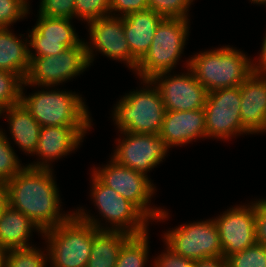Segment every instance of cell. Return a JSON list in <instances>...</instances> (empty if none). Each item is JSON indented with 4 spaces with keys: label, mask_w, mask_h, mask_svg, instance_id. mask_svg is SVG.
<instances>
[{
    "label": "cell",
    "mask_w": 266,
    "mask_h": 267,
    "mask_svg": "<svg viewBox=\"0 0 266 267\" xmlns=\"http://www.w3.org/2000/svg\"><path fill=\"white\" fill-rule=\"evenodd\" d=\"M9 206L21 211L42 231L65 222L72 214L60 213V198L52 169L25 166L5 183Z\"/></svg>",
    "instance_id": "1"
},
{
    "label": "cell",
    "mask_w": 266,
    "mask_h": 267,
    "mask_svg": "<svg viewBox=\"0 0 266 267\" xmlns=\"http://www.w3.org/2000/svg\"><path fill=\"white\" fill-rule=\"evenodd\" d=\"M97 229L104 230L97 218L80 208L65 222L44 230L48 262L52 267H86Z\"/></svg>",
    "instance_id": "2"
},
{
    "label": "cell",
    "mask_w": 266,
    "mask_h": 267,
    "mask_svg": "<svg viewBox=\"0 0 266 267\" xmlns=\"http://www.w3.org/2000/svg\"><path fill=\"white\" fill-rule=\"evenodd\" d=\"M186 68L211 92L240 86L253 73V61L241 51L225 46L197 53L187 61Z\"/></svg>",
    "instance_id": "3"
},
{
    "label": "cell",
    "mask_w": 266,
    "mask_h": 267,
    "mask_svg": "<svg viewBox=\"0 0 266 267\" xmlns=\"http://www.w3.org/2000/svg\"><path fill=\"white\" fill-rule=\"evenodd\" d=\"M146 88L132 91L114 106L113 120L119 131L159 134L166 112L158 89L150 80H143ZM153 88H151V87Z\"/></svg>",
    "instance_id": "4"
},
{
    "label": "cell",
    "mask_w": 266,
    "mask_h": 267,
    "mask_svg": "<svg viewBox=\"0 0 266 267\" xmlns=\"http://www.w3.org/2000/svg\"><path fill=\"white\" fill-rule=\"evenodd\" d=\"M21 90V103L35 120L43 126H91V118L80 97L76 93L42 90L25 96Z\"/></svg>",
    "instance_id": "5"
},
{
    "label": "cell",
    "mask_w": 266,
    "mask_h": 267,
    "mask_svg": "<svg viewBox=\"0 0 266 267\" xmlns=\"http://www.w3.org/2000/svg\"><path fill=\"white\" fill-rule=\"evenodd\" d=\"M189 19L164 18L158 25L148 52L138 62L136 74L150 80L163 72H171L179 61L188 37Z\"/></svg>",
    "instance_id": "6"
},
{
    "label": "cell",
    "mask_w": 266,
    "mask_h": 267,
    "mask_svg": "<svg viewBox=\"0 0 266 267\" xmlns=\"http://www.w3.org/2000/svg\"><path fill=\"white\" fill-rule=\"evenodd\" d=\"M97 169L93 170V174L104 185L134 204L148 219L160 221L168 218L167 211L149 206L155 186L147 175L125 167L112 158L109 164Z\"/></svg>",
    "instance_id": "7"
},
{
    "label": "cell",
    "mask_w": 266,
    "mask_h": 267,
    "mask_svg": "<svg viewBox=\"0 0 266 267\" xmlns=\"http://www.w3.org/2000/svg\"><path fill=\"white\" fill-rule=\"evenodd\" d=\"M30 67L23 82L24 86L55 87L85 71L90 64L86 55V45L66 48L52 56H30Z\"/></svg>",
    "instance_id": "8"
},
{
    "label": "cell",
    "mask_w": 266,
    "mask_h": 267,
    "mask_svg": "<svg viewBox=\"0 0 266 267\" xmlns=\"http://www.w3.org/2000/svg\"><path fill=\"white\" fill-rule=\"evenodd\" d=\"M91 188L94 205L112 225L110 228L104 227V230L124 231L131 235L147 232L149 219L134 204L104 185L93 173Z\"/></svg>",
    "instance_id": "9"
},
{
    "label": "cell",
    "mask_w": 266,
    "mask_h": 267,
    "mask_svg": "<svg viewBox=\"0 0 266 267\" xmlns=\"http://www.w3.org/2000/svg\"><path fill=\"white\" fill-rule=\"evenodd\" d=\"M240 104V86L208 92L203 108L207 137L224 140L236 134H249L241 122Z\"/></svg>",
    "instance_id": "10"
},
{
    "label": "cell",
    "mask_w": 266,
    "mask_h": 267,
    "mask_svg": "<svg viewBox=\"0 0 266 267\" xmlns=\"http://www.w3.org/2000/svg\"><path fill=\"white\" fill-rule=\"evenodd\" d=\"M166 245L175 253L193 260L223 256L214 219L183 224L164 234Z\"/></svg>",
    "instance_id": "11"
},
{
    "label": "cell",
    "mask_w": 266,
    "mask_h": 267,
    "mask_svg": "<svg viewBox=\"0 0 266 267\" xmlns=\"http://www.w3.org/2000/svg\"><path fill=\"white\" fill-rule=\"evenodd\" d=\"M120 132L125 136L118 139L112 159L125 167L146 175L168 152L169 147L159 134Z\"/></svg>",
    "instance_id": "12"
},
{
    "label": "cell",
    "mask_w": 266,
    "mask_h": 267,
    "mask_svg": "<svg viewBox=\"0 0 266 267\" xmlns=\"http://www.w3.org/2000/svg\"><path fill=\"white\" fill-rule=\"evenodd\" d=\"M90 43L86 45L88 62L94 61L93 50L101 52L113 60L125 61L124 63L136 70L138 61L132 56L123 29V17L107 16L88 22ZM92 45V46H91Z\"/></svg>",
    "instance_id": "13"
},
{
    "label": "cell",
    "mask_w": 266,
    "mask_h": 267,
    "mask_svg": "<svg viewBox=\"0 0 266 267\" xmlns=\"http://www.w3.org/2000/svg\"><path fill=\"white\" fill-rule=\"evenodd\" d=\"M170 72L156 74L150 79L163 100L166 111H192L203 109L207 97L205 87L188 68L187 73L170 75ZM170 75V76H168Z\"/></svg>",
    "instance_id": "14"
},
{
    "label": "cell",
    "mask_w": 266,
    "mask_h": 267,
    "mask_svg": "<svg viewBox=\"0 0 266 267\" xmlns=\"http://www.w3.org/2000/svg\"><path fill=\"white\" fill-rule=\"evenodd\" d=\"M221 215L214 221L224 258L256 244L254 202L251 205L232 207Z\"/></svg>",
    "instance_id": "15"
},
{
    "label": "cell",
    "mask_w": 266,
    "mask_h": 267,
    "mask_svg": "<svg viewBox=\"0 0 266 267\" xmlns=\"http://www.w3.org/2000/svg\"><path fill=\"white\" fill-rule=\"evenodd\" d=\"M37 23L28 34L30 56H52L82 42L75 33L70 19L39 15Z\"/></svg>",
    "instance_id": "16"
},
{
    "label": "cell",
    "mask_w": 266,
    "mask_h": 267,
    "mask_svg": "<svg viewBox=\"0 0 266 267\" xmlns=\"http://www.w3.org/2000/svg\"><path fill=\"white\" fill-rule=\"evenodd\" d=\"M91 126H43L40 129L38 146L34 154L42 159L27 165L31 168L50 169L52 160L60 159L78 148ZM76 148V149H75Z\"/></svg>",
    "instance_id": "17"
},
{
    "label": "cell",
    "mask_w": 266,
    "mask_h": 267,
    "mask_svg": "<svg viewBox=\"0 0 266 267\" xmlns=\"http://www.w3.org/2000/svg\"><path fill=\"white\" fill-rule=\"evenodd\" d=\"M240 118L250 133L266 132V74L253 72L241 85Z\"/></svg>",
    "instance_id": "18"
},
{
    "label": "cell",
    "mask_w": 266,
    "mask_h": 267,
    "mask_svg": "<svg viewBox=\"0 0 266 267\" xmlns=\"http://www.w3.org/2000/svg\"><path fill=\"white\" fill-rule=\"evenodd\" d=\"M159 136L169 148L182 146L197 138H207L204 109L166 111Z\"/></svg>",
    "instance_id": "19"
},
{
    "label": "cell",
    "mask_w": 266,
    "mask_h": 267,
    "mask_svg": "<svg viewBox=\"0 0 266 267\" xmlns=\"http://www.w3.org/2000/svg\"><path fill=\"white\" fill-rule=\"evenodd\" d=\"M164 19L151 9L123 17V29L132 56L139 62L148 52L156 29Z\"/></svg>",
    "instance_id": "20"
},
{
    "label": "cell",
    "mask_w": 266,
    "mask_h": 267,
    "mask_svg": "<svg viewBox=\"0 0 266 267\" xmlns=\"http://www.w3.org/2000/svg\"><path fill=\"white\" fill-rule=\"evenodd\" d=\"M43 231L21 211L8 206L0 216V245L6 250L28 248L32 230Z\"/></svg>",
    "instance_id": "21"
},
{
    "label": "cell",
    "mask_w": 266,
    "mask_h": 267,
    "mask_svg": "<svg viewBox=\"0 0 266 267\" xmlns=\"http://www.w3.org/2000/svg\"><path fill=\"white\" fill-rule=\"evenodd\" d=\"M5 112L14 142L25 153L34 154L38 146L41 125L21 102L8 107L1 112V115Z\"/></svg>",
    "instance_id": "22"
},
{
    "label": "cell",
    "mask_w": 266,
    "mask_h": 267,
    "mask_svg": "<svg viewBox=\"0 0 266 267\" xmlns=\"http://www.w3.org/2000/svg\"><path fill=\"white\" fill-rule=\"evenodd\" d=\"M27 40L22 41L9 28H0V70L17 74L25 80L31 60Z\"/></svg>",
    "instance_id": "23"
},
{
    "label": "cell",
    "mask_w": 266,
    "mask_h": 267,
    "mask_svg": "<svg viewBox=\"0 0 266 267\" xmlns=\"http://www.w3.org/2000/svg\"><path fill=\"white\" fill-rule=\"evenodd\" d=\"M131 236L124 231L97 229L86 267H115L121 247Z\"/></svg>",
    "instance_id": "24"
},
{
    "label": "cell",
    "mask_w": 266,
    "mask_h": 267,
    "mask_svg": "<svg viewBox=\"0 0 266 267\" xmlns=\"http://www.w3.org/2000/svg\"><path fill=\"white\" fill-rule=\"evenodd\" d=\"M148 232L132 235L121 247L115 267H145L148 261Z\"/></svg>",
    "instance_id": "25"
},
{
    "label": "cell",
    "mask_w": 266,
    "mask_h": 267,
    "mask_svg": "<svg viewBox=\"0 0 266 267\" xmlns=\"http://www.w3.org/2000/svg\"><path fill=\"white\" fill-rule=\"evenodd\" d=\"M43 251L35 247L7 250L5 267H46L49 261L48 251Z\"/></svg>",
    "instance_id": "26"
},
{
    "label": "cell",
    "mask_w": 266,
    "mask_h": 267,
    "mask_svg": "<svg viewBox=\"0 0 266 267\" xmlns=\"http://www.w3.org/2000/svg\"><path fill=\"white\" fill-rule=\"evenodd\" d=\"M23 82L19 75L0 70V112L21 102Z\"/></svg>",
    "instance_id": "27"
},
{
    "label": "cell",
    "mask_w": 266,
    "mask_h": 267,
    "mask_svg": "<svg viewBox=\"0 0 266 267\" xmlns=\"http://www.w3.org/2000/svg\"><path fill=\"white\" fill-rule=\"evenodd\" d=\"M24 167L21 166L9 139L0 129V183L8 182Z\"/></svg>",
    "instance_id": "28"
},
{
    "label": "cell",
    "mask_w": 266,
    "mask_h": 267,
    "mask_svg": "<svg viewBox=\"0 0 266 267\" xmlns=\"http://www.w3.org/2000/svg\"><path fill=\"white\" fill-rule=\"evenodd\" d=\"M227 267H266V246L256 243L230 255Z\"/></svg>",
    "instance_id": "29"
},
{
    "label": "cell",
    "mask_w": 266,
    "mask_h": 267,
    "mask_svg": "<svg viewBox=\"0 0 266 267\" xmlns=\"http://www.w3.org/2000/svg\"><path fill=\"white\" fill-rule=\"evenodd\" d=\"M111 16L110 0H75V17L89 21Z\"/></svg>",
    "instance_id": "30"
},
{
    "label": "cell",
    "mask_w": 266,
    "mask_h": 267,
    "mask_svg": "<svg viewBox=\"0 0 266 267\" xmlns=\"http://www.w3.org/2000/svg\"><path fill=\"white\" fill-rule=\"evenodd\" d=\"M193 0H148V9L164 18L188 19V10Z\"/></svg>",
    "instance_id": "31"
},
{
    "label": "cell",
    "mask_w": 266,
    "mask_h": 267,
    "mask_svg": "<svg viewBox=\"0 0 266 267\" xmlns=\"http://www.w3.org/2000/svg\"><path fill=\"white\" fill-rule=\"evenodd\" d=\"M27 0H0V28H9L29 12Z\"/></svg>",
    "instance_id": "32"
},
{
    "label": "cell",
    "mask_w": 266,
    "mask_h": 267,
    "mask_svg": "<svg viewBox=\"0 0 266 267\" xmlns=\"http://www.w3.org/2000/svg\"><path fill=\"white\" fill-rule=\"evenodd\" d=\"M39 15L72 20L75 17V0H41Z\"/></svg>",
    "instance_id": "33"
},
{
    "label": "cell",
    "mask_w": 266,
    "mask_h": 267,
    "mask_svg": "<svg viewBox=\"0 0 266 267\" xmlns=\"http://www.w3.org/2000/svg\"><path fill=\"white\" fill-rule=\"evenodd\" d=\"M166 252L154 260V267H194L195 260L183 257L166 246Z\"/></svg>",
    "instance_id": "34"
},
{
    "label": "cell",
    "mask_w": 266,
    "mask_h": 267,
    "mask_svg": "<svg viewBox=\"0 0 266 267\" xmlns=\"http://www.w3.org/2000/svg\"><path fill=\"white\" fill-rule=\"evenodd\" d=\"M148 9V0H110L111 16L116 17V12H120L117 17H124L130 13ZM115 11V12H114ZM112 12H114L112 14Z\"/></svg>",
    "instance_id": "35"
},
{
    "label": "cell",
    "mask_w": 266,
    "mask_h": 267,
    "mask_svg": "<svg viewBox=\"0 0 266 267\" xmlns=\"http://www.w3.org/2000/svg\"><path fill=\"white\" fill-rule=\"evenodd\" d=\"M254 202L256 243L266 246V199Z\"/></svg>",
    "instance_id": "36"
},
{
    "label": "cell",
    "mask_w": 266,
    "mask_h": 267,
    "mask_svg": "<svg viewBox=\"0 0 266 267\" xmlns=\"http://www.w3.org/2000/svg\"><path fill=\"white\" fill-rule=\"evenodd\" d=\"M194 267H227V258L223 256L195 260Z\"/></svg>",
    "instance_id": "37"
},
{
    "label": "cell",
    "mask_w": 266,
    "mask_h": 267,
    "mask_svg": "<svg viewBox=\"0 0 266 267\" xmlns=\"http://www.w3.org/2000/svg\"><path fill=\"white\" fill-rule=\"evenodd\" d=\"M258 63H253V72L258 74H266V35L263 39L261 53Z\"/></svg>",
    "instance_id": "38"
},
{
    "label": "cell",
    "mask_w": 266,
    "mask_h": 267,
    "mask_svg": "<svg viewBox=\"0 0 266 267\" xmlns=\"http://www.w3.org/2000/svg\"><path fill=\"white\" fill-rule=\"evenodd\" d=\"M9 206L8 189L5 183H0V216L2 212Z\"/></svg>",
    "instance_id": "39"
},
{
    "label": "cell",
    "mask_w": 266,
    "mask_h": 267,
    "mask_svg": "<svg viewBox=\"0 0 266 267\" xmlns=\"http://www.w3.org/2000/svg\"><path fill=\"white\" fill-rule=\"evenodd\" d=\"M7 250L0 245V267H5V259H6Z\"/></svg>",
    "instance_id": "40"
},
{
    "label": "cell",
    "mask_w": 266,
    "mask_h": 267,
    "mask_svg": "<svg viewBox=\"0 0 266 267\" xmlns=\"http://www.w3.org/2000/svg\"><path fill=\"white\" fill-rule=\"evenodd\" d=\"M266 0H251L252 3L263 4Z\"/></svg>",
    "instance_id": "41"
}]
</instances>
